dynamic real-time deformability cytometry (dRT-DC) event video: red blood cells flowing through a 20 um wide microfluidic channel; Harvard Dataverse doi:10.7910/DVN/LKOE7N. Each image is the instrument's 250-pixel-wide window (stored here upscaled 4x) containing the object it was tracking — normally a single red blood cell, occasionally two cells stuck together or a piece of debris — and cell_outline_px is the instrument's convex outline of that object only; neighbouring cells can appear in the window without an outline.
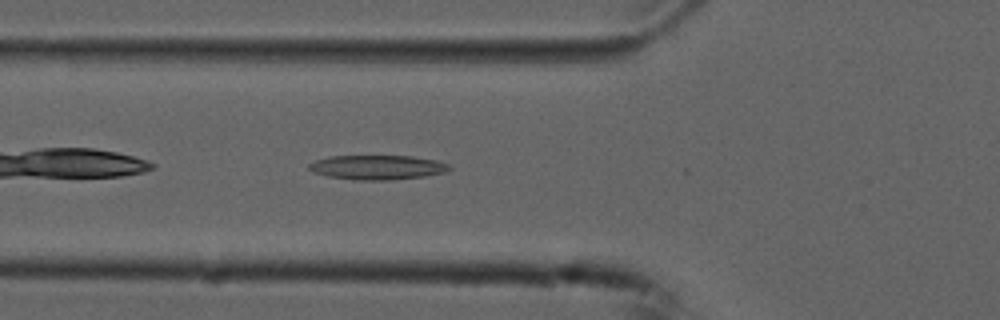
{"species": "common noctule bat (a hibernating species)", "species_latin": "Nyctalus noctula", "temperature_condition": "cold", "stored_images_in_passage": 14, "camera_frame_rate_fps": 3000, "um_per_image_px": 0.085, "animal": {"sex": "male", "forearm_length_mm": 52.5}, "frame": {"image": 1, "passage_image": 4, "time_ms": 1.0, "image_size_px": [1000, 320], "cell_outline_px": [[452, 168], [444, 172], [424, 176], [392, 180], [352, 180], [328, 176], [312, 172], [308, 168], [308, 164], [316, 160], [328, 156], [412, 156], [436, 160], [448, 164]], "centroid_in_image_um": [32.04, 14.22], "position_along_channel_um": 93.8, "area_um2": 20.06}}
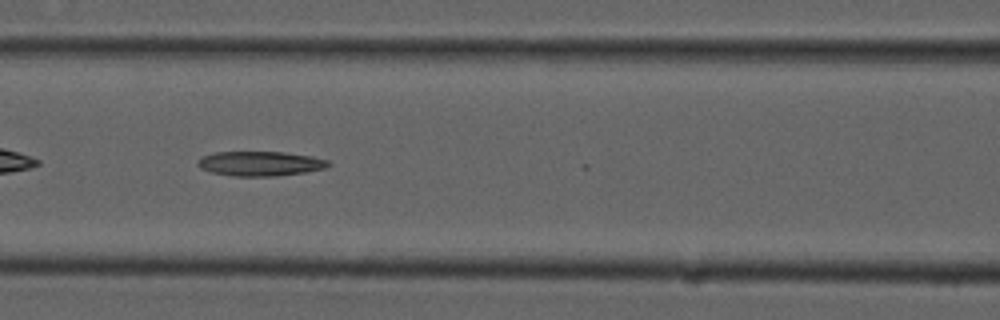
{"frame": {"image": 2, "passage_image": 8, "time_ms": 2.333, "image_size_px": [1000, 320], "cell_outline_px": [[332, 164], [324, 168], [304, 172], [276, 176], [232, 176], [212, 172], [200, 168], [196, 164], [204, 156], [216, 152], [284, 152], [312, 156], [328, 160]], "centroid_in_image_um": [22.14, 13.9], "position_along_channel_um": 144.5, "area_um2": 18.61}}
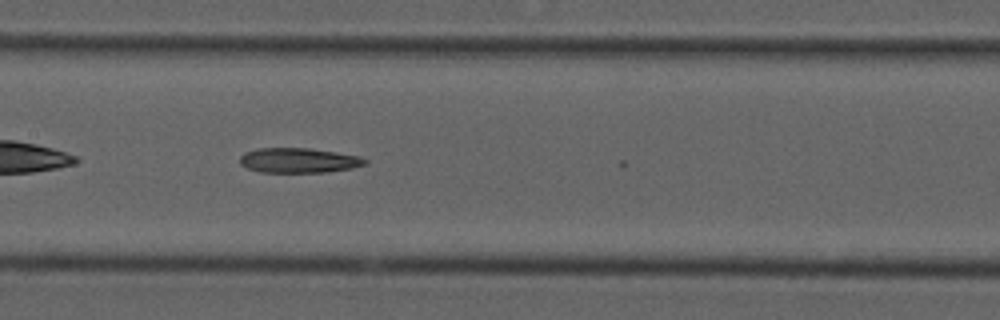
{"frame": {"image": 3, "passage_image": 11, "time_ms": 3.333, "image_size_px": [1000, 320], "cell_outline_px": [[368, 164], [352, 168], [328, 172], [260, 172], [248, 168], [240, 164], [240, 156], [244, 152], [260, 148], [308, 148], [336, 152], [360, 156], [368, 160]], "centroid_in_image_um": [25.41, 13.63], "position_along_channel_um": 182.0, "area_um2": 18.21}}